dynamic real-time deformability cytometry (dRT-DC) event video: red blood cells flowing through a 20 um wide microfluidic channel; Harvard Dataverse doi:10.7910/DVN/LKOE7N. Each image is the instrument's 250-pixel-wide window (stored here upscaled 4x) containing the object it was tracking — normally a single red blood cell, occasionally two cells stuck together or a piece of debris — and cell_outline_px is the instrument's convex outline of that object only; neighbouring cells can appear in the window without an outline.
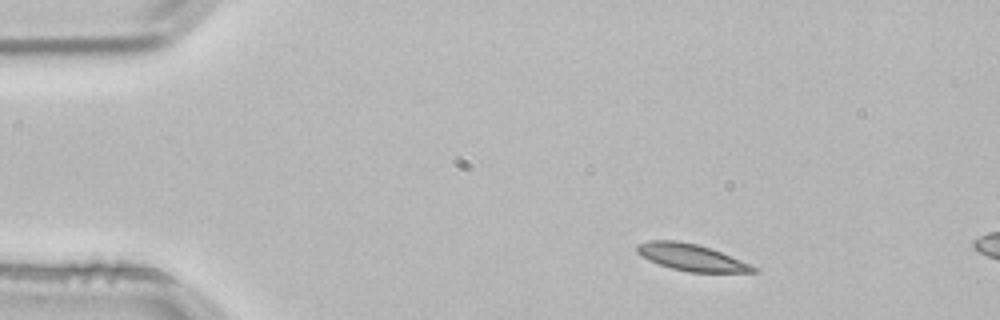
{"species": "common noctule bat (a hibernating species)", "species_latin": "Nyctalus noctula", "temperature_condition": "room temperature", "stored_images_in_passage": 2, "camera_frame_rate_fps": 3000, "um_per_image_px": 0.085, "animal": {"sex": "male", "body_mass_g": 21.5, "forearm_length_mm": 52.0}, "frame": {"image": 1, "passage_image": 1, "time_ms": 0.0, "image_size_px": [1000, 320], "cell_outline_px": [[760, 272], [688, 272], [672, 268], [660, 264], [636, 252], [636, 244], [648, 240], [676, 240], [696, 244], [712, 248], [760, 268]], "centroid_in_image_um": [58.81, 21.87], "position_along_channel_um": 26.2, "area_um2": 18.09}}